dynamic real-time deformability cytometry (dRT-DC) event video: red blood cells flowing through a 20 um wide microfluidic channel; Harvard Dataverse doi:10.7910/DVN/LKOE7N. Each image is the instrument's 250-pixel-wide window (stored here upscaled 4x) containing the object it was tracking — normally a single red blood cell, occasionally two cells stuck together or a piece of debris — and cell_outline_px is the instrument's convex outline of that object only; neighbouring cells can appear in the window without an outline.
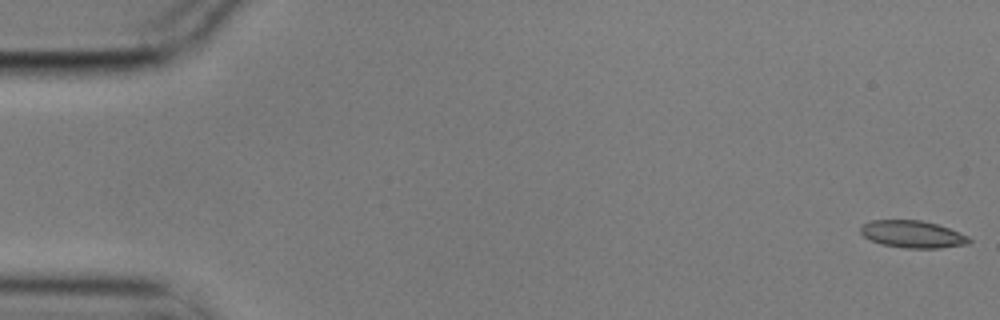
{"species": "common noctule bat (a hibernating species)", "species_latin": "Nyctalus noctula", "temperature_condition": "cold", "stored_images_in_passage": 56, "camera_frame_rate_fps": 3000, "um_per_image_px": 0.085, "animal": {"sex": "male", "body_mass_g": 17.9}, "frame": {"image": 1, "passage_image": 1, "time_ms": 0.0, "image_size_px": [1000, 320], "cell_outline_px": [[972, 240], [968, 244], [940, 248], [904, 248], [880, 244], [864, 236], [860, 232], [860, 228], [864, 224], [872, 220], [920, 220], [936, 224], [960, 232], [968, 236]], "centroid_in_image_um": [77.58, 19.91], "position_along_channel_um": 7.4, "area_um2": 17.17}}
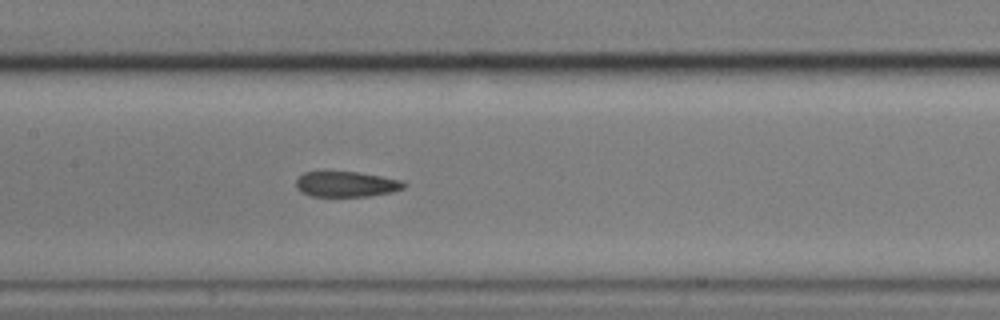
{"frame": {"image": 2, "passage_image": 27, "time_ms": 8.667, "image_size_px": [1000, 320], "cell_outline_px": [[408, 184], [404, 188], [392, 192], [368, 196], [312, 196], [300, 192], [296, 188], [296, 180], [304, 172], [356, 172], [404, 180]], "centroid_in_image_um": [29.46, 15.66], "position_along_channel_um": 177.9, "area_um2": 16.01}}
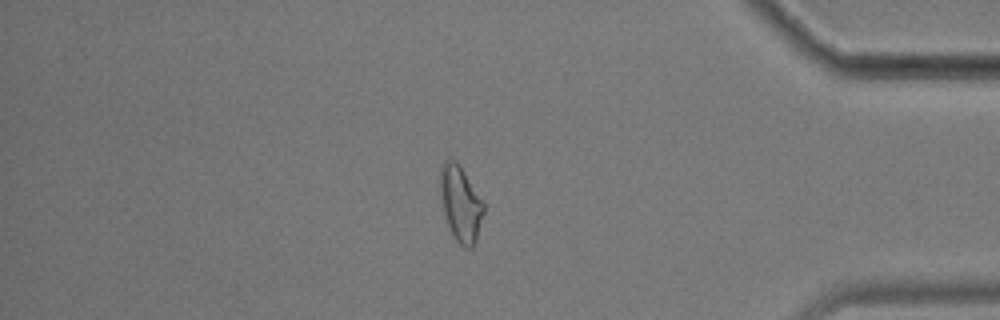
{"frame": {"image": 3, "passage_image": 48, "time_ms": 15.667, "image_size_px": [1000, 320], "cell_outline_px": [[484, 212], [476, 240], [472, 248], [464, 248], [456, 240], [444, 216], [440, 196], [440, 168], [444, 160], [456, 160], [460, 164], [484, 200]], "centroid_in_image_um": [39.16, 17.27], "position_along_channel_um": 396.0, "area_um2": 19.42}, "authors_computed_cell_mechanics": {"area_um2": 17.3111, "velocity_mm_per_s": 3.5516, "shape_relaxation_time_tau1_ms": null, "shape_relaxation_time_tau2_ms": 4.6081, "deformation_change_tau1": null, "deformation_change_tau2": 0.1033}}